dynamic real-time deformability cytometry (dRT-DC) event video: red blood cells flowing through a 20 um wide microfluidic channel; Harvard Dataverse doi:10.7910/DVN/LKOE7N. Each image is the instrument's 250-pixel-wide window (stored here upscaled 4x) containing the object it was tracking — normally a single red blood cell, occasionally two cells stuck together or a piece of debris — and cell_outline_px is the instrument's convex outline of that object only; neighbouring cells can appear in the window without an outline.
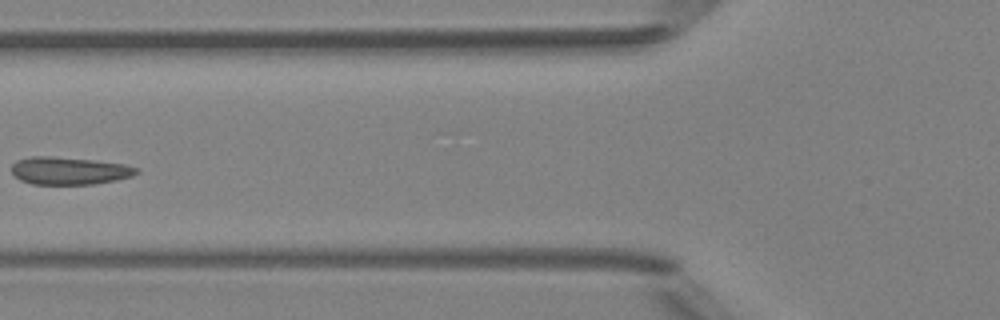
{"species": "Egyptian fruit bat (a non-hibernating species)", "species_latin": "Rousettus aegyptiacus", "temperature_condition": "room temperature", "stored_images_in_passage": 5, "camera_frame_rate_fps": 3000, "um_per_image_px": 0.085, "animal": {"sex": "female"}, "frame": {"image": 1, "passage_image": 4, "time_ms": 4.333, "image_size_px": [1000, 320], "cell_outline_px": [[140, 172], [132, 176], [116, 180], [92, 184], [32, 184], [20, 180], [12, 172], [12, 164], [16, 160], [32, 156], [52, 156], [96, 160], [124, 164], [140, 168]], "centroid_in_image_um": [5.91, 14.5], "position_along_channel_um": 119.9, "area_um2": 20.23}}
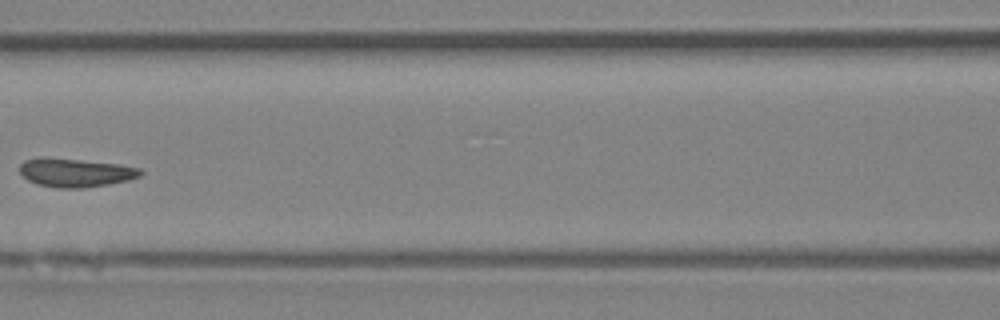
{"frame": {"image": 2, "passage_image": 5, "time_ms": 5.333, "image_size_px": [1000, 320], "cell_outline_px": [[144, 172], [140, 176], [128, 180], [108, 184], [84, 188], [60, 188], [36, 184], [28, 180], [20, 172], [20, 164], [24, 160], [40, 156], [120, 164], [140, 168]], "centroid_in_image_um": [6.4, 14.66], "position_along_channel_um": 160.2, "area_um2": 20.23}}